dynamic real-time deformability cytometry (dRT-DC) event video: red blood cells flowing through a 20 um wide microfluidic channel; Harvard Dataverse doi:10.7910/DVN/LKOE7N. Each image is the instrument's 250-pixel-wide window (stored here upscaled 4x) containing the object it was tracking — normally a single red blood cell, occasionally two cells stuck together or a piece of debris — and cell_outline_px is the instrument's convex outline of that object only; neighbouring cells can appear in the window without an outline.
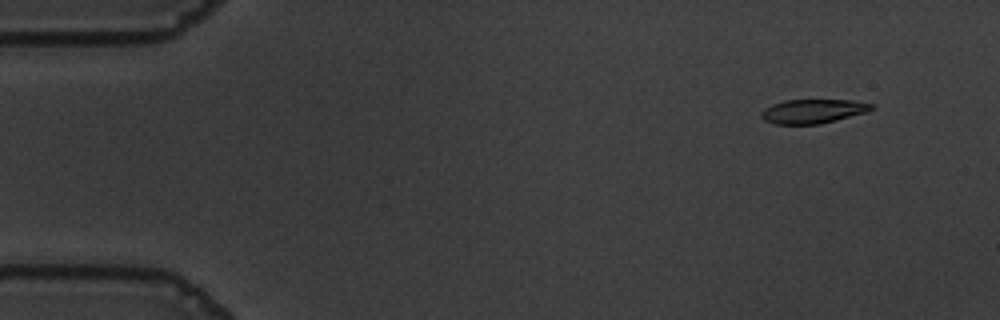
{"species": "common noctule bat (a hibernating species)", "species_latin": "Nyctalus noctula", "temperature_condition": "warm", "stored_images_in_passage": 9, "camera_frame_rate_fps": 3000, "um_per_image_px": 0.085, "animal": {"sex": "male", "body_mass_g": 19.5, "forearm_length_mm": 54.6}, "frame": {"image": 1, "passage_image": 2, "time_ms": 0.333, "image_size_px": [1000, 320], "cell_outline_px": [[876, 108], [868, 112], [820, 124], [776, 124], [764, 120], [760, 116], [760, 112], [764, 108], [772, 104], [784, 100], [852, 100], [872, 104]], "centroid_in_image_um": [69.1, 9.45], "position_along_channel_um": 15.9, "area_um2": 15.61}}